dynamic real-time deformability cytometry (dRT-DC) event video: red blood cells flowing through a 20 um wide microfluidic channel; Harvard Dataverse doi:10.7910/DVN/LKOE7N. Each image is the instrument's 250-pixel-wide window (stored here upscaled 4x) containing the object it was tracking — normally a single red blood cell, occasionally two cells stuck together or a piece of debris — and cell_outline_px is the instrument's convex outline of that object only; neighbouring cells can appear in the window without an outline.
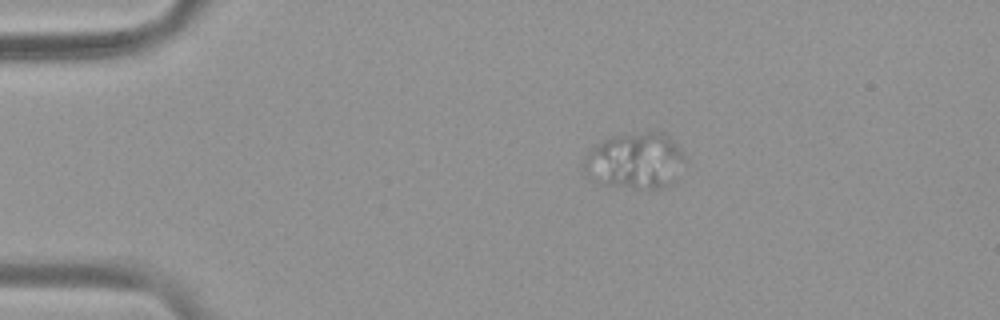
{"species": "common noctule bat (a hibernating species)", "species_latin": "Nyctalus noctula", "temperature_condition": "warm", "stored_images_in_passage": 7, "camera_frame_rate_fps": 3000, "um_per_image_px": 0.085, "animal": {"sex": "female", "body_mass_g": 19.9}, "frame": {"image": 1, "passage_image": 2, "time_ms": 0.333, "image_size_px": [1000, 320], "cell_outline_px": [[684, 160], [676, 180], [668, 188], [648, 188], [604, 184], [588, 180], [584, 176], [584, 160], [588, 152], [592, 148], [608, 136], [648, 132], [668, 132], [684, 152]], "centroid_in_image_um": [54.01, 13.65], "position_along_channel_um": 31.0, "area_um2": 33.47}}
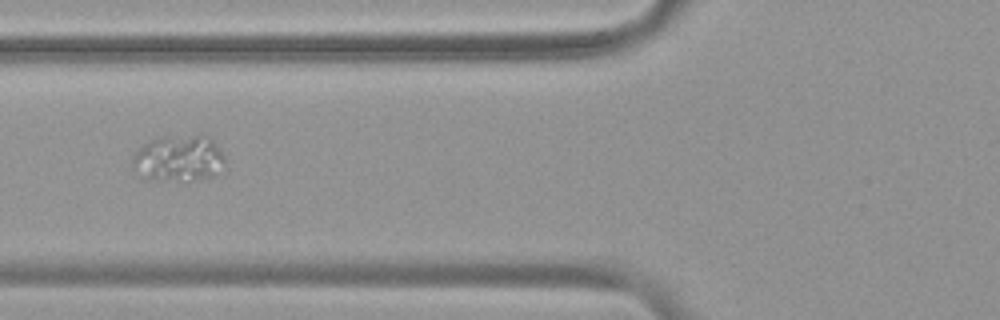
{"frame": {"image": 2, "passage_image": 5, "time_ms": 1.333, "image_size_px": [1000, 320], "cell_outline_px": [[228, 172], [200, 180], [144, 180], [132, 168], [132, 156], [144, 144], [160, 136], [200, 132], [208, 136], [212, 140], [224, 156], [228, 168]], "centroid_in_image_um": [15.26, 13.46], "position_along_channel_um": 110.5, "area_um2": 26.36}}
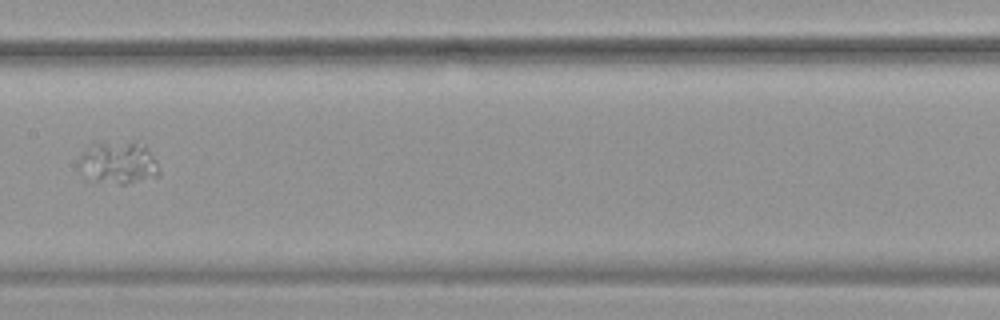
{"frame": {"image": 3, "passage_image": 7, "time_ms": 2.0, "image_size_px": [1000, 320], "cell_outline_px": [[160, 176], [124, 184], [120, 184], [84, 180], [80, 172], [80, 156], [88, 144], [92, 140], [136, 140], [144, 144], [148, 148], [156, 160], [160, 172]], "centroid_in_image_um": [10.01, 13.77], "position_along_channel_um": 197.4, "area_um2": 21.15}}